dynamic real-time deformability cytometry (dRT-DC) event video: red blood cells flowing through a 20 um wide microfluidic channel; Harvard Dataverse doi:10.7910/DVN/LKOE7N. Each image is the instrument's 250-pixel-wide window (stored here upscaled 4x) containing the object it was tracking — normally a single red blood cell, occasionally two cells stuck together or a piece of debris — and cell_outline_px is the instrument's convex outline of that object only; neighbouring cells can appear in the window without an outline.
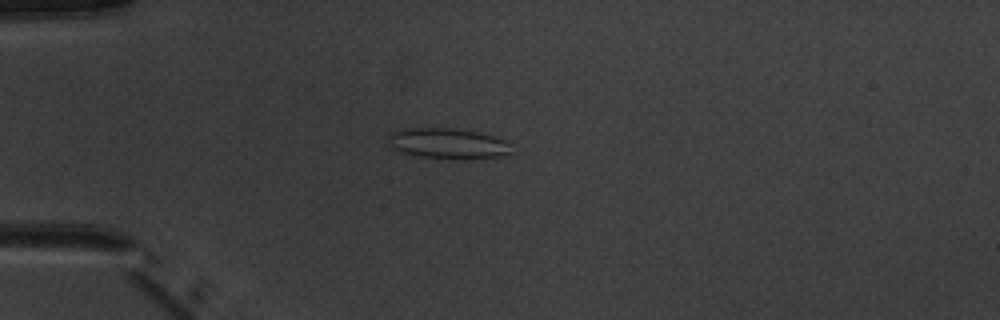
{"species": "common noctule bat (a hibernating species)", "species_latin": "Nyctalus noctula", "temperature_condition": "warm", "stored_images_in_passage": 4, "camera_frame_rate_fps": 3000, "um_per_image_px": 0.085, "animal": {"sex": "male", "body_mass_g": 20.1, "forearm_length_mm": 53.5}, "frame": {"image": 1, "passage_image": 1, "time_ms": 0.0, "image_size_px": [1000, 320], "cell_outline_px": [[512, 152], [500, 156], [420, 156], [404, 152], [392, 148], [388, 144], [388, 136], [392, 132], [404, 128], [452, 128], [476, 132], [492, 136], [504, 140], [508, 144]], "centroid_in_image_um": [37.98, 12.13], "position_along_channel_um": 47.0, "area_um2": 20.63}}
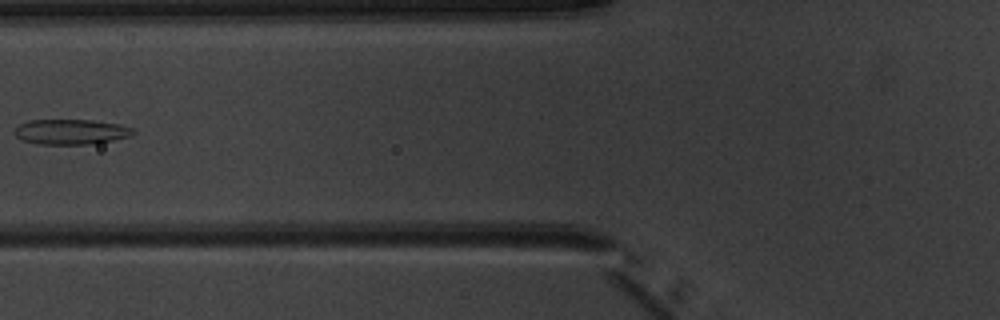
{"frame": {"image": 2, "passage_image": 3, "time_ms": 2.333, "image_size_px": [1000, 320], "cell_outline_px": [[136, 132], [132, 136], [92, 144], [36, 144], [24, 140], [16, 136], [16, 128], [20, 124], [28, 120], [92, 120], [120, 124], [132, 128]], "centroid_in_image_um": [6.07, 11.2], "position_along_channel_um": 119.7, "area_um2": 17.34}}
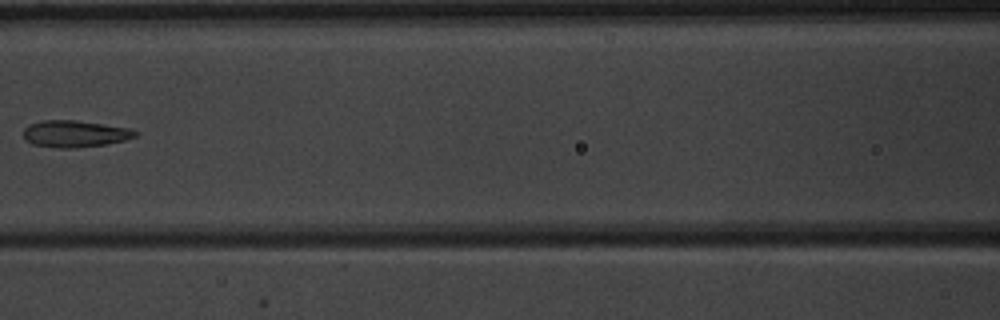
{"frame": {"image": 3, "passage_image": 4, "time_ms": 3.333, "image_size_px": [1000, 320], "cell_outline_px": [[140, 132], [136, 136], [124, 140], [108, 144], [72, 148], [56, 148], [32, 144], [24, 140], [24, 128], [28, 124], [40, 120], [76, 120], [132, 128]], "centroid_in_image_um": [6.36, 11.36], "position_along_channel_um": 160.2, "area_um2": 17.74}}